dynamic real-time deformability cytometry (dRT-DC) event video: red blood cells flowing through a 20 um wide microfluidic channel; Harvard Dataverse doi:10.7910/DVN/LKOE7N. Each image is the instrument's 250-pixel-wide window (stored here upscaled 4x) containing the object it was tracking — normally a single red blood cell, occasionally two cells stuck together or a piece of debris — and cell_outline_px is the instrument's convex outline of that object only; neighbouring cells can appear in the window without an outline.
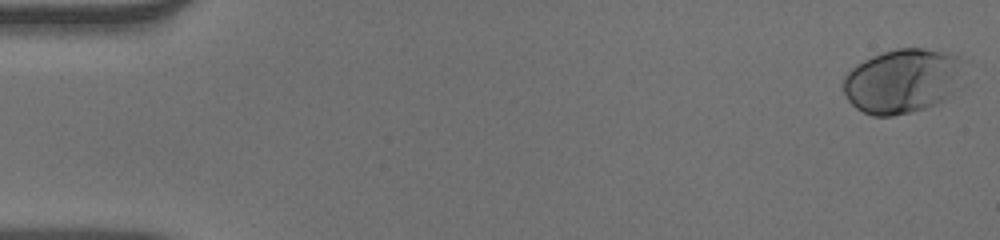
{"species": "human", "species_latin": "Homo sapiens", "temperature_condition": "warm", "stored_images_in_passage": 53, "camera_frame_rate_fps": 3000, "um_per_image_px": 0.085, "donor": {"sex": "male"}, "frame": {"image": 1, "passage_image": 1, "time_ms": 0.0, "image_size_px": [1000, 240], "cell_outline_px": [[972, 60], [964, 84], [952, 96], [936, 104], [924, 108], [892, 116], [872, 116], [856, 108], [848, 100], [840, 84], [844, 76], [856, 64], [872, 56], [896, 48], [924, 48], [948, 52]], "centroid_in_image_um": [76.87, 6.85], "position_along_channel_um": 8.1, "area_um2": 47.22}}
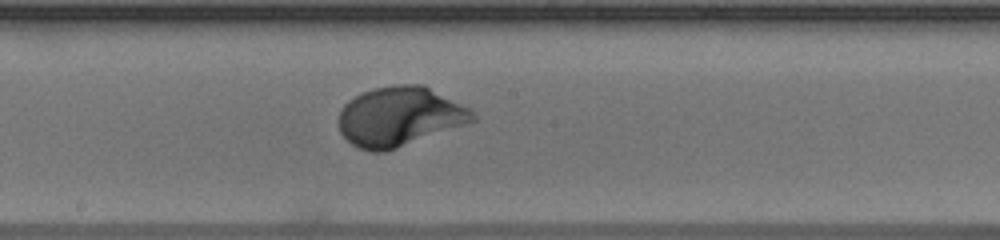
{"frame": {"image": 2, "passage_image": 29, "time_ms": 9.333, "image_size_px": [1000, 240], "cell_outline_px": [[476, 120], [396, 148], [384, 152], [372, 152], [360, 148], [352, 144], [340, 132], [340, 108], [348, 100], [372, 88], [396, 84], [424, 84], [472, 108], [476, 116]], "centroid_in_image_um": [33.99, 9.88], "position_along_channel_um": 214.2, "area_um2": 46.3}}
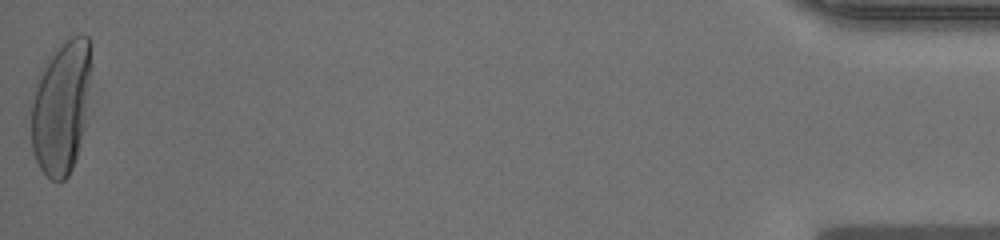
{"frame": {"image": 3, "passage_image": 53, "time_ms": 17.333, "image_size_px": [1000, 240], "cell_outline_px": [[92, 68], [84, 128], [76, 156], [72, 168], [68, 176], [64, 180], [52, 180], [40, 168], [36, 160], [32, 148], [32, 92], [40, 68], [44, 60], [64, 40], [80, 32], [84, 32], [88, 36], [92, 44]], "centroid_in_image_um": [5.22, 8.97], "position_along_channel_um": 430.0, "area_um2": 47.63}}